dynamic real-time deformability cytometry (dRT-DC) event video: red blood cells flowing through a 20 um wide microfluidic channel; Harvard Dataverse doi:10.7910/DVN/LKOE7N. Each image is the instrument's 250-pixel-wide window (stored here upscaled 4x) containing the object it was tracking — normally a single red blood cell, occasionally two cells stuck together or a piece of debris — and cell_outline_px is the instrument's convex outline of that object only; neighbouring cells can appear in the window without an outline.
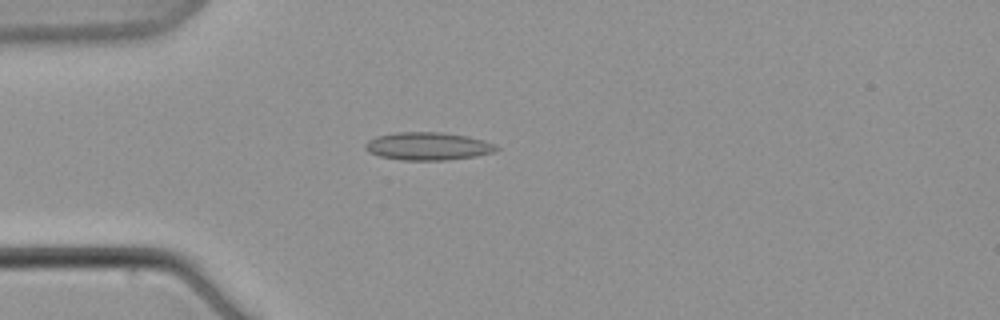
{"species": "common noctule bat (a hibernating species)", "species_latin": "Nyctalus noctula", "temperature_condition": "warm", "stored_images_in_passage": 2, "camera_frame_rate_fps": 3000, "um_per_image_px": 0.085, "animal": {"sex": "male", "body_mass_g": 21.5, "forearm_length_mm": 52.0}, "frame": {"image": 1, "passage_image": 1, "time_ms": 0.0, "image_size_px": [1000, 320], "cell_outline_px": [[500, 148], [492, 152], [476, 156], [448, 160], [400, 160], [380, 156], [368, 152], [364, 148], [364, 144], [368, 140], [376, 136], [396, 132], [440, 132], [468, 136], [484, 140], [496, 144]], "centroid_in_image_um": [36.36, 12.42], "position_along_channel_um": 48.6, "area_um2": 21.44}}